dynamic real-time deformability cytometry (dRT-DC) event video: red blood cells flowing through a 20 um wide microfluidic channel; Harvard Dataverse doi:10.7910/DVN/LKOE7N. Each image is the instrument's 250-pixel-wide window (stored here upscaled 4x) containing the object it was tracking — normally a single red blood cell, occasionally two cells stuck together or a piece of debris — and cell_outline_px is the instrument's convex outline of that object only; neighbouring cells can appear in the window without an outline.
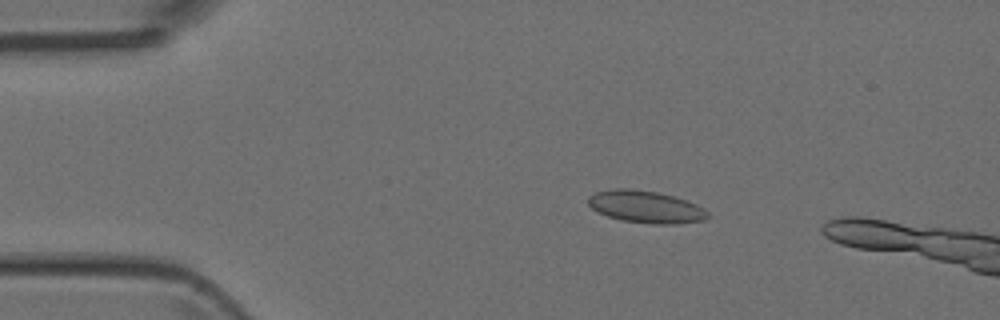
{"species": "Egyptian fruit bat (a non-hibernating species)", "species_latin": "Rousettus aegyptiacus", "temperature_condition": "room temperature", "stored_images_in_passage": 4, "camera_frame_rate_fps": 3000, "um_per_image_px": 0.085, "animal": {"sex": "female"}, "frame": {"image": 1, "passage_image": 2, "time_ms": 1.333, "image_size_px": [1000, 320], "cell_outline_px": [[712, 216], [704, 220], [676, 224], [652, 224], [620, 220], [608, 216], [592, 208], [588, 204], [588, 196], [596, 192], [608, 188], [628, 188], [656, 192], [672, 196], [696, 204], [704, 208]], "centroid_in_image_um": [54.89, 17.58], "position_along_channel_um": 30.1, "area_um2": 22.48}}